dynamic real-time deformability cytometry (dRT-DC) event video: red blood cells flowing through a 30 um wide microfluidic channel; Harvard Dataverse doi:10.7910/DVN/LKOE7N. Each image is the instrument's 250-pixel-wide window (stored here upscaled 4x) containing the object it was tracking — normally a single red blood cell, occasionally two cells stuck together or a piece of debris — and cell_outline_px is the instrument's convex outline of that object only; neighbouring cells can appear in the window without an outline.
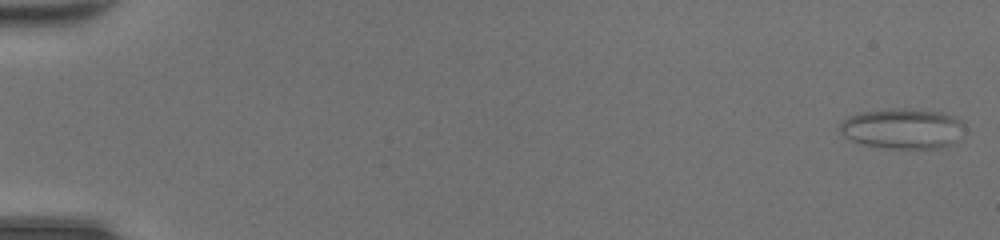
{"species": "common noctule bat (a hibernating species)", "species_latin": "Nyctalus noctula", "temperature_condition": "room temperature", "stored_images_in_passage": 48, "camera_frame_rate_fps": 3000, "um_per_image_px": 0.085, "animal": {"sex": "female", "body_mass_g": 20.0, "forearm_length_mm": 54.0}, "frame": {"image": 1, "passage_image": 1, "time_ms": 0.0, "image_size_px": [1000, 240], "cell_outline_px": [[964, 124], [956, 140], [952, 144], [936, 148], [880, 148], [864, 144], [852, 140], [844, 136], [836, 128], [848, 116], [860, 112], [900, 108], [940, 112], [956, 116], [964, 120]], "centroid_in_image_um": [76.69, 10.93], "position_along_channel_um": 8.3, "area_um2": 29.25}}
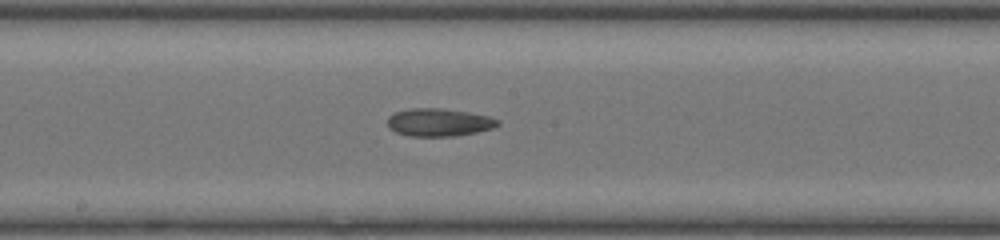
{"frame": {"image": 2, "passage_image": 27, "time_ms": 8.667, "image_size_px": [1000, 240], "cell_outline_px": [[500, 124], [492, 128], [476, 132], [456, 136], [408, 136], [396, 132], [388, 128], [388, 116], [396, 112], [412, 108], [444, 108], [468, 112], [488, 116], [500, 120]], "centroid_in_image_um": [37.3, 10.4], "position_along_channel_um": 210.9, "area_um2": 17.92}}
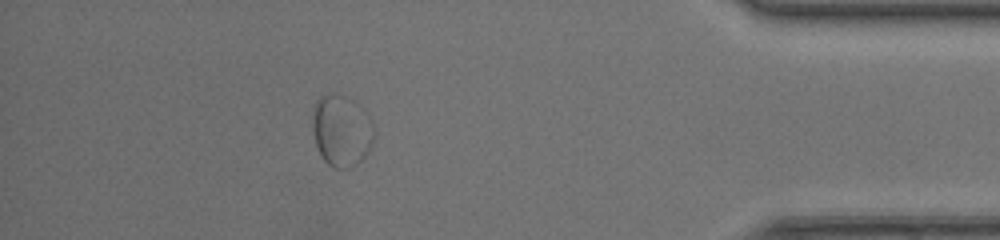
{"frame": {"image": 3, "passage_image": 43, "time_ms": 14.0, "image_size_px": [1000, 240], "cell_outline_px": [[376, 128], [372, 144], [368, 152], [352, 168], [332, 168], [320, 156], [316, 144], [312, 128], [312, 108], [316, 100], [320, 96], [328, 92], [336, 92], [356, 100], [368, 112]], "centroid_in_image_um": [29.04, 11.04], "position_along_channel_um": 406.2, "area_um2": 26.7}, "authors_computed_cell_mechanics": {"area_um2": 21.1259, "velocity_mm_per_s": 4.4084, "shape_relaxation_time_tau1_ms": null, "shape_relaxation_time_tau2_ms": 3.4509, "deformation_change_tau1": null, "deformation_change_tau2": 0.1004}}